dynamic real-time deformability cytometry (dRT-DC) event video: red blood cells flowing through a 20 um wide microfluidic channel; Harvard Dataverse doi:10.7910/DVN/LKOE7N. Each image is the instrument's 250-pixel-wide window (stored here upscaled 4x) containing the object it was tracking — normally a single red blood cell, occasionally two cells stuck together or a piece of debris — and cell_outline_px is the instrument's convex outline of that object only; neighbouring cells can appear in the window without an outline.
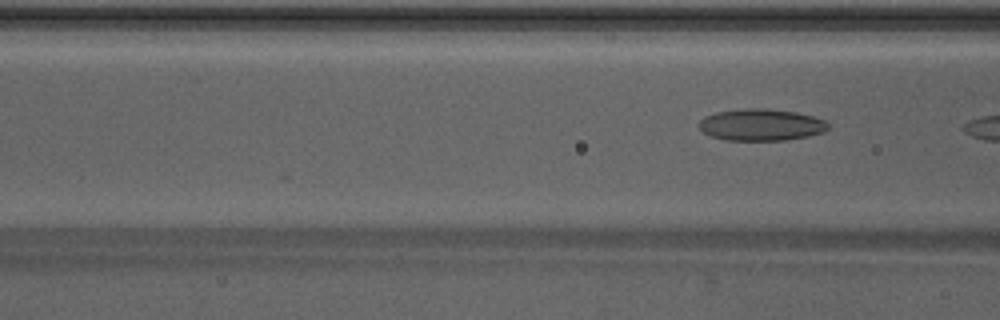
{"species": "Egyptian fruit bat (a non-hibernating species)", "species_latin": "Rousettus aegyptiacus", "temperature_condition": "warm", "stored_images_in_passage": 8, "camera_frame_rate_fps": 3000, "um_per_image_px": 0.085, "animal": {"sex": "male"}, "frame": {"image": 1, "passage_image": 8, "time_ms": 2.333, "image_size_px": [1000, 320], "cell_outline_px": [[828, 128], [824, 132], [808, 136], [784, 140], [724, 140], [712, 136], [704, 132], [700, 128], [700, 120], [704, 116], [716, 112], [744, 108], [764, 108], [796, 112], [812, 116], [824, 120], [828, 124]], "centroid_in_image_um": [64.69, 10.6], "position_along_channel_um": 101.9, "area_um2": 23.81}}